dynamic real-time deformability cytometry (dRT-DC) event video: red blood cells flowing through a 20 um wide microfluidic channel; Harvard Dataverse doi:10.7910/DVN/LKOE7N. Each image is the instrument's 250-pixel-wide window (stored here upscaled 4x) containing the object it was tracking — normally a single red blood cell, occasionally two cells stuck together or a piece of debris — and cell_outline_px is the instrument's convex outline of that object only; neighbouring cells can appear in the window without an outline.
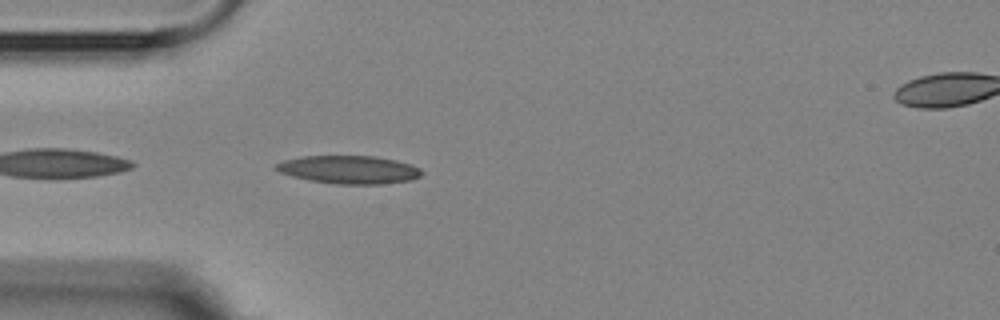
{"species": "Egyptian fruit bat (a non-hibernating species)", "species_latin": "Rousettus aegyptiacus", "temperature_condition": "room temperature", "stored_images_in_passage": 5, "segment_of_instrument_passage": [1, 2], "camera_frame_rate_fps": 3000, "um_per_image_px": 0.085, "animal": {"sex": "female"}, "frame": {"image": 1, "passage_image": 4, "time_ms": 3.333, "image_size_px": [1000, 320], "cell_outline_px": [[424, 172], [420, 176], [412, 180], [384, 184], [336, 184], [308, 180], [292, 176], [280, 172], [276, 168], [276, 164], [284, 160], [304, 156], [372, 156], [396, 160], [420, 168]], "centroid_in_image_um": [29.69, 14.43], "position_along_channel_um": 55.3, "area_um2": 23.76}}